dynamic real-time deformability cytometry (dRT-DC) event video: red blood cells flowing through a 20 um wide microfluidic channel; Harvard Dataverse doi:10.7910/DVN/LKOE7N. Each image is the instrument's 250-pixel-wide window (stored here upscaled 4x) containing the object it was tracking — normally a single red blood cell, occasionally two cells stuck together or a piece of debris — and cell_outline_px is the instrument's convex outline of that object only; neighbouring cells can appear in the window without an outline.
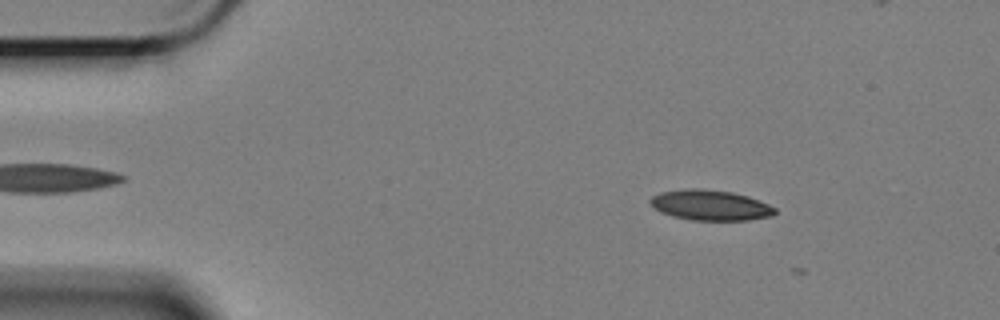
{"species": "Egyptian fruit bat (a non-hibernating species)", "species_latin": "Rousettus aegyptiacus", "temperature_condition": "cold", "stored_images_in_passage": 9, "camera_frame_rate_fps": 3000, "um_per_image_px": 0.085, "animal": {"sex": "female"}, "frame": {"image": 1, "passage_image": 8, "time_ms": 2.333, "image_size_px": [1000, 320], "cell_outline_px": [[776, 212], [772, 216], [748, 220], [692, 220], [672, 216], [660, 212], [648, 200], [652, 196], [660, 192], [684, 188], [704, 188], [732, 192], [748, 196], [760, 200], [776, 208]], "centroid_in_image_um": [60.38, 17.43], "position_along_channel_um": 24.6, "area_um2": 22.25}}